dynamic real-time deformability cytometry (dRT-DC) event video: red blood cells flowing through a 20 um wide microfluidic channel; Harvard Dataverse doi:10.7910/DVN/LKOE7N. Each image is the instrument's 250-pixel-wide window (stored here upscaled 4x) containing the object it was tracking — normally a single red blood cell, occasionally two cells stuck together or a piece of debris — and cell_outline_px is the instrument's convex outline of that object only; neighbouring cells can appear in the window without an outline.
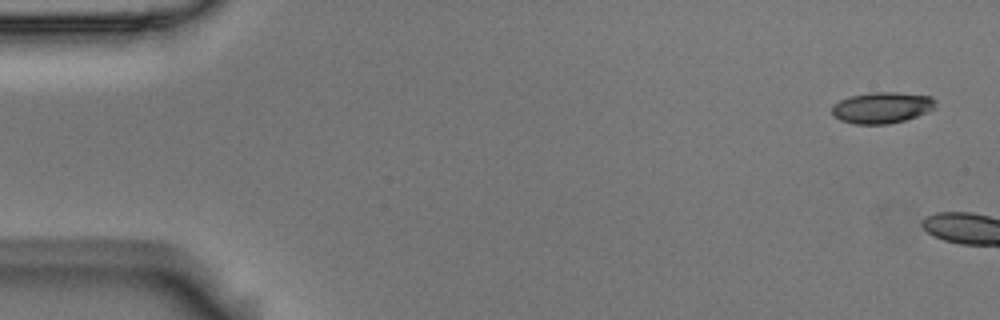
{"species": "Egyptian fruit bat (a non-hibernating species)", "species_latin": "Rousettus aegyptiacus", "temperature_condition": "room temperature", "stored_images_in_passage": 2, "camera_frame_rate_fps": 3000, "um_per_image_px": 0.085, "animal": {"sex": "male"}, "frame": {"image": 1, "passage_image": 1, "time_ms": 0.0, "image_size_px": [1000, 320], "cell_outline_px": [[936, 108], [928, 112], [904, 120], [888, 124], [852, 124], [840, 120], [832, 116], [832, 104], [848, 96], [868, 92], [896, 92], [932, 96], [936, 100]], "centroid_in_image_um": [74.95, 9.14], "position_along_channel_um": 10.0, "area_um2": 19.19}}